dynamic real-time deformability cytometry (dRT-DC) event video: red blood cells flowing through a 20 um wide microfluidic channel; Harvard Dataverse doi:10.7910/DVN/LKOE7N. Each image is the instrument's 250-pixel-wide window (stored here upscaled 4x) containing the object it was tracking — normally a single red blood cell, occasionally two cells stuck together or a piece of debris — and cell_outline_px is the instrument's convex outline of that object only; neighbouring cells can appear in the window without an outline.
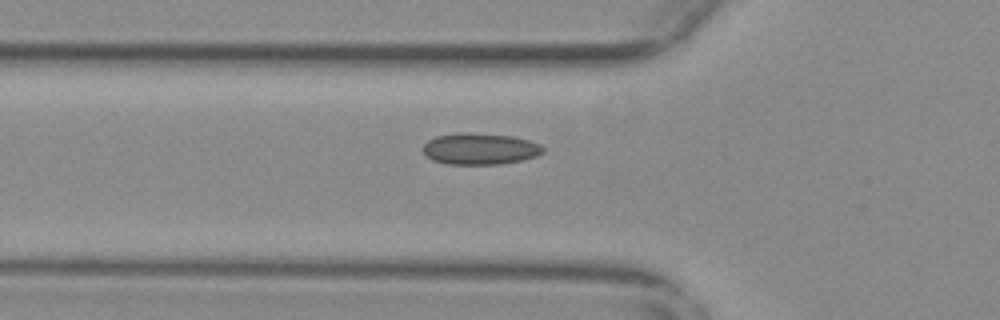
{"species": "common noctule bat (a hibernating species)", "species_latin": "Nyctalus noctula", "temperature_condition": "warm", "stored_images_in_passage": 37, "camera_frame_rate_fps": 3000, "um_per_image_px": 0.085, "animal": {"sex": "female", "body_mass_g": 29.2, "forearm_length_mm": 56.3}, "frame": {"image": 1, "passage_image": 5, "time_ms": 1.333, "image_size_px": [1000, 320], "cell_outline_px": [[544, 152], [536, 156], [520, 160], [500, 164], [448, 164], [432, 160], [424, 152], [424, 144], [428, 140], [436, 136], [460, 132], [464, 132], [512, 136], [528, 140], [540, 144], [544, 148]], "centroid_in_image_um": [40.8, 12.64], "position_along_channel_um": 85.0, "area_um2": 21.85}}
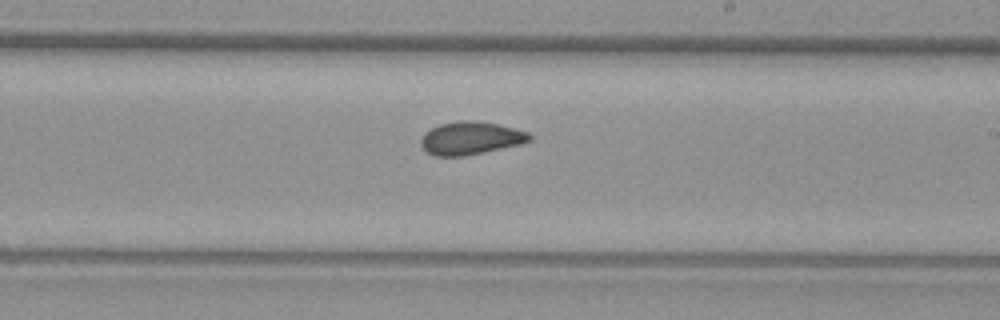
{"frame": {"image": 2, "passage_image": 18, "time_ms": 5.667, "image_size_px": [1000, 320], "cell_outline_px": [[532, 140], [520, 144], [484, 152], [464, 156], [432, 156], [420, 144], [420, 140], [424, 132], [440, 124], [460, 120], [472, 120], [496, 124], [528, 132], [532, 136]], "centroid_in_image_um": [39.98, 11.74], "position_along_channel_um": 249.0, "area_um2": 20.75}}
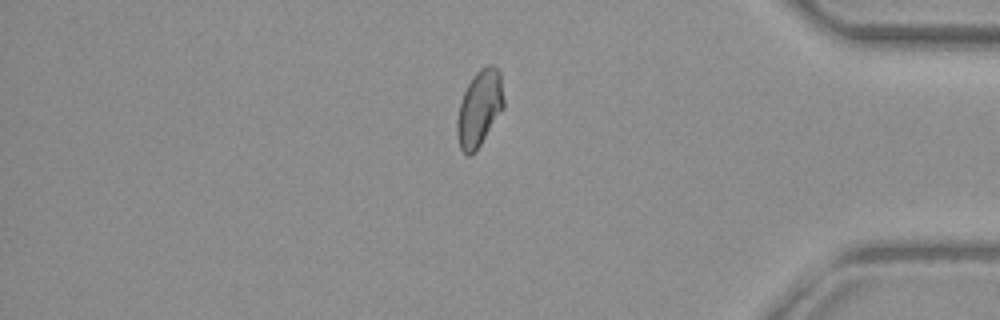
{"frame": {"image": 3, "passage_image": 32, "time_ms": 10.333, "image_size_px": [1000, 320], "cell_outline_px": [[504, 108], [480, 144], [468, 156], [460, 148], [456, 132], [456, 120], [460, 104], [464, 92], [468, 84], [476, 72], [480, 68], [488, 64], [492, 64], [500, 72], [504, 100]], "centroid_in_image_um": [40.75, 9.17], "position_along_channel_um": 394.4, "area_um2": 20.46}, "authors_computed_cell_mechanics": {"area_um2": 20.4612, "velocity_mm_per_s": 3.7763, "shape_relaxation_time_tau1_ms": null, "shape_relaxation_time_tau2_ms": 1.3649, "deformation_change_tau1": null, "deformation_change_tau2": 0.0593}}